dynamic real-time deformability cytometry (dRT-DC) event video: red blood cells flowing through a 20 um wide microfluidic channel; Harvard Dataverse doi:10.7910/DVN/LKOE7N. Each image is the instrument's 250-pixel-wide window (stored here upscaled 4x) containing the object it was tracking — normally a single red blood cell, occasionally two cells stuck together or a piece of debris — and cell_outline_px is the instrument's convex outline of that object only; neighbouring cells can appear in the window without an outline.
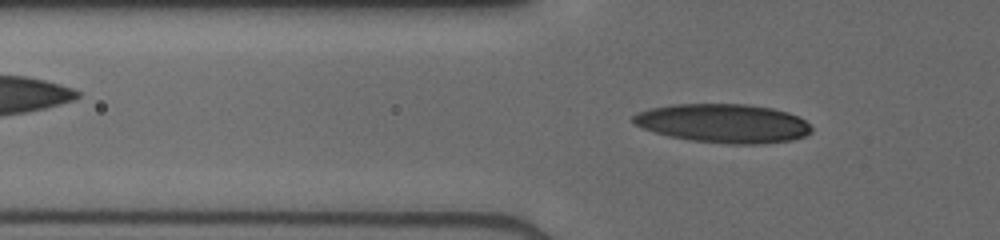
{"species": "human", "species_latin": "Homo sapiens", "temperature_condition": "cold", "stored_images_in_passage": 12, "camera_frame_rate_fps": 3000, "um_per_image_px": 0.085, "donor": {"sex": "male"}, "frame": {"image": 1, "passage_image": 3, "time_ms": 0.667, "image_size_px": [1000, 240], "cell_outline_px": [[812, 132], [804, 136], [792, 140], [760, 144], [732, 144], [692, 140], [668, 136], [644, 128], [636, 124], [632, 120], [632, 116], [640, 112], [652, 108], [672, 104], [748, 104], [772, 108], [788, 112], [804, 120], [812, 128]], "centroid_in_image_um": [61.51, 10.48], "position_along_channel_um": 64.3, "area_um2": 40.11}}
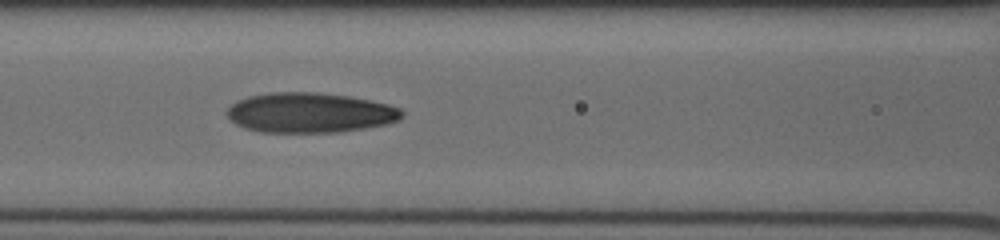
{"frame": {"image": 2, "passage_image": 9, "time_ms": 2.667, "image_size_px": [1000, 240], "cell_outline_px": [[404, 116], [400, 120], [388, 124], [368, 128], [340, 132], [260, 132], [244, 128], [236, 124], [224, 112], [236, 100], [248, 96], [268, 92], [316, 92], [348, 96], [388, 104], [400, 108], [404, 112]], "centroid_in_image_um": [26.35, 9.58], "position_along_channel_um": 140.3, "area_um2": 41.15}}
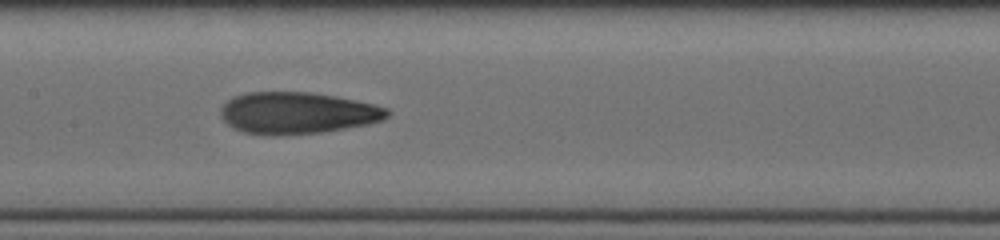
{"frame": {"image": 3, "passage_image": 12, "time_ms": 3.667, "image_size_px": [1000, 240], "cell_outline_px": [[392, 112], [388, 116], [380, 120], [368, 124], [320, 132], [276, 136], [244, 132], [232, 128], [220, 116], [220, 108], [232, 96], [248, 92], [312, 92], [336, 96], [376, 104], [388, 108]], "centroid_in_image_um": [25.26, 9.59], "position_along_channel_um": 182.1, "area_um2": 40.69}}